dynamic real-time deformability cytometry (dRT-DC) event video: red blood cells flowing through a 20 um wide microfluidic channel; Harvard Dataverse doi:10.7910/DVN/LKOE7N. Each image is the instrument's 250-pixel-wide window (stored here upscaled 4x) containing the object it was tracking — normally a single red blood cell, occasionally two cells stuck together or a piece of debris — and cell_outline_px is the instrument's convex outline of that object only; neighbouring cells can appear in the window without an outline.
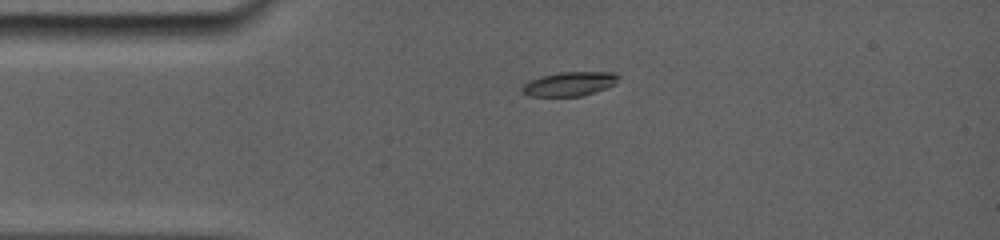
{"species": "common noctule bat (a hibernating species)", "species_latin": "Nyctalus noctula", "temperature_condition": "room temperature", "stored_images_in_passage": 5, "camera_frame_rate_fps": 5000, "um_per_image_px": 0.085, "animal": {"sex": "female", "body_mass_g": 19.0, "forearm_length_mm": 56.7}, "frame": {"image": 1, "passage_image": 2, "time_ms": 1.2, "image_size_px": [1000, 240], "cell_outline_px": [[620, 76], [616, 84], [596, 92], [584, 96], [528, 96], [520, 92], [520, 88], [524, 84], [540, 76], [560, 72], [616, 72]], "centroid_in_image_um": [48.42, 7.13], "position_along_channel_um": 36.6, "area_um2": 13.76}}
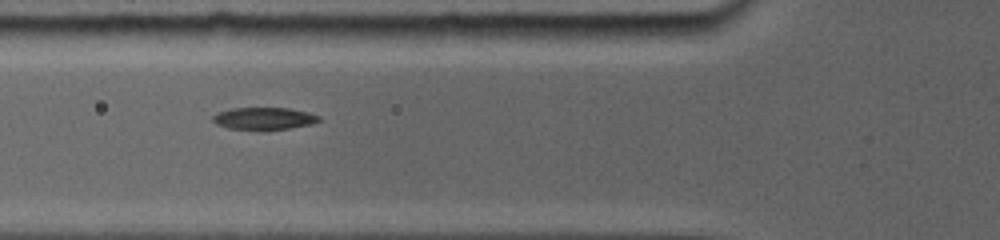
{"frame": {"image": 2, "passage_image": 4, "time_ms": 3.6, "image_size_px": [1000, 240], "cell_outline_px": [[320, 120], [308, 124], [288, 128], [232, 128], [220, 124], [212, 120], [212, 116], [216, 112], [232, 108], [288, 108], [308, 112], [320, 116]], "centroid_in_image_um": [22.43, 10.03], "position_along_channel_um": 103.4, "area_um2": 13.06}}
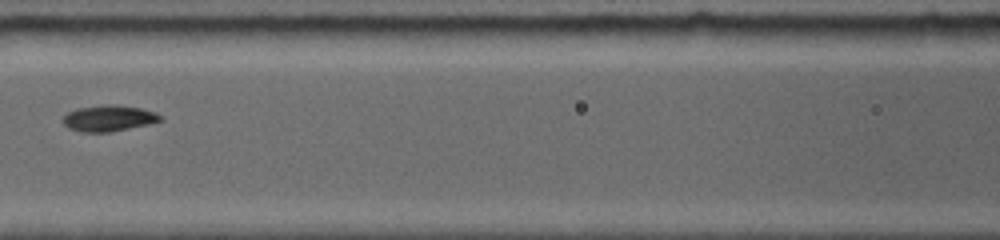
{"frame": {"image": 3, "passage_image": 5, "time_ms": 5.0, "image_size_px": [1000, 240], "cell_outline_px": [[160, 120], [148, 124], [108, 132], [84, 132], [72, 128], [64, 124], [64, 116], [68, 112], [76, 108], [104, 104], [116, 104], [140, 108], [156, 112], [160, 116]], "centroid_in_image_um": [9.23, 10.03], "position_along_channel_um": 157.4, "area_um2": 14.51}}